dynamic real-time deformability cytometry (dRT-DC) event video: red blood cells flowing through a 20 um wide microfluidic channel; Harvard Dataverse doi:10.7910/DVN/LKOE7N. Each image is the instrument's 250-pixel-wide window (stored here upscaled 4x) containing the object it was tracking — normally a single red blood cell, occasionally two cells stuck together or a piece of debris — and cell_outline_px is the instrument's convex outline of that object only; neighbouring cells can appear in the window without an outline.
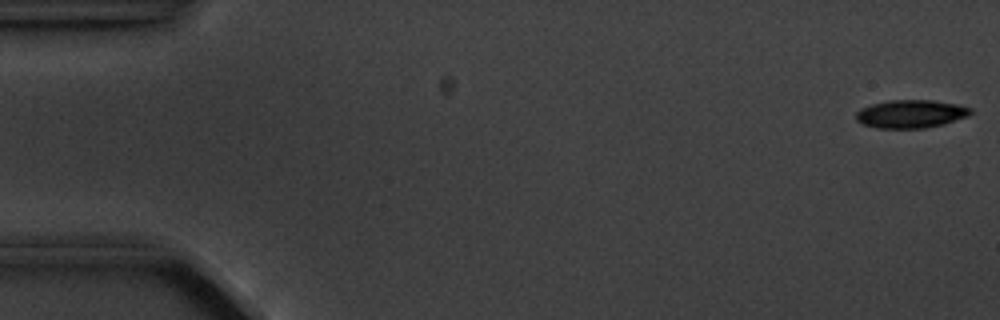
{"species": "common noctule bat (a hibernating species)", "species_latin": "Nyctalus noctula", "temperature_condition": "cold", "stored_images_in_passage": 5, "camera_frame_rate_fps": 3000, "um_per_image_px": 0.085, "animal": {"sex": "male", "body_mass_g": 20.1, "forearm_length_mm": 53.5}, "frame": {"image": 1, "passage_image": 1, "time_ms": 0.0, "image_size_px": [1000, 320], "cell_outline_px": [[972, 112], [968, 116], [944, 124], [924, 128], [876, 128], [864, 124], [856, 120], [856, 112], [860, 108], [872, 104], [888, 100], [932, 100], [956, 104], [972, 108]], "centroid_in_image_um": [77.42, 9.68], "position_along_channel_um": 7.6, "area_um2": 18.79}}